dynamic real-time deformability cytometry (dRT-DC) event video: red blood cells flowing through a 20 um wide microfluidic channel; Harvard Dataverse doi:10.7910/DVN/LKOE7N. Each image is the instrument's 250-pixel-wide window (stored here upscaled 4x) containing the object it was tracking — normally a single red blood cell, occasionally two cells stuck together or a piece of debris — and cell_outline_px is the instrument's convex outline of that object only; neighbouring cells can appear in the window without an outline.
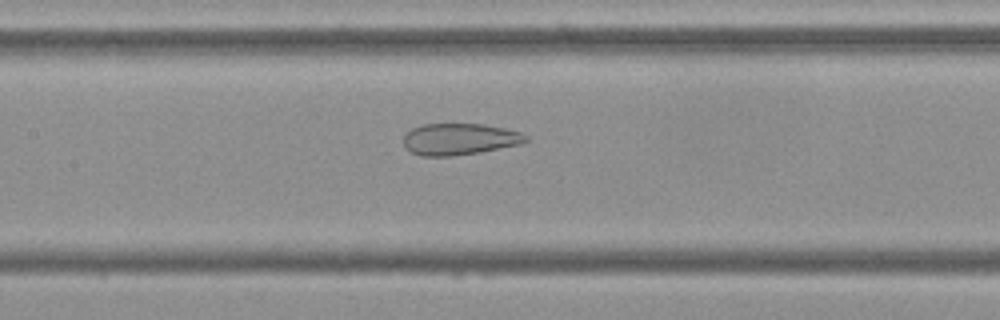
{"species": "Egyptian fruit bat (a non-hibernating species)", "species_latin": "Rousettus aegyptiacus", "temperature_condition": "cold", "stored_images_in_passage": 54, "camera_frame_rate_fps": 3000, "um_per_image_px": 0.085, "frame": {"image": 1, "passage_image": 25, "time_ms": 8.0, "image_size_px": [1000, 320], "cell_outline_px": [[528, 140], [524, 144], [480, 152], [452, 156], [420, 156], [412, 152], [404, 144], [404, 136], [412, 128], [424, 124], [484, 124], [504, 128], [520, 132], [528, 136]], "centroid_in_image_um": [39.11, 11.83], "position_along_channel_um": 168.3, "area_um2": 22.54}}
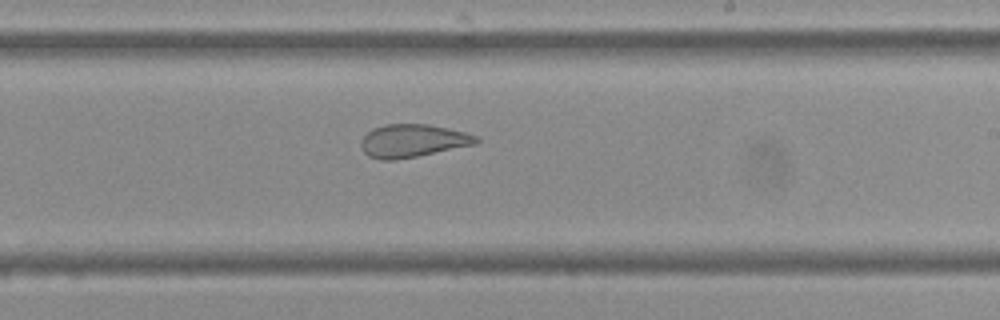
{"frame": {"image": 2, "passage_image": 32, "time_ms": 10.333, "image_size_px": [1000, 320], "cell_outline_px": [[480, 140], [476, 144], [396, 160], [380, 160], [368, 156], [364, 152], [360, 144], [360, 140], [372, 128], [384, 124], [428, 124], [448, 128], [480, 136]], "centroid_in_image_um": [35.07, 11.96], "position_along_channel_um": 253.9, "area_um2": 22.2}}
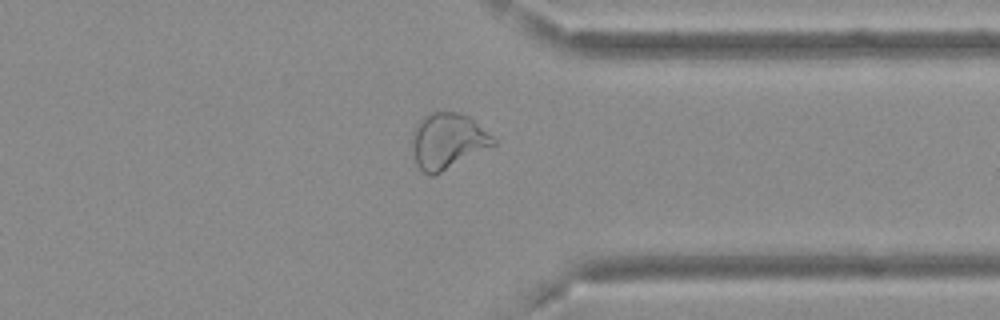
{"frame": {"image": 3, "passage_image": 42, "time_ms": 13.667, "image_size_px": [1000, 320], "cell_outline_px": [[496, 144], [432, 176], [428, 176], [416, 164], [412, 144], [412, 132], [416, 124], [424, 116], [432, 112], [460, 112], [468, 116], [492, 136], [496, 140]], "centroid_in_image_um": [38.02, 11.97], "position_along_channel_um": 373.4, "area_um2": 25.95}, "authors_computed_cell_mechanics": {"area_um2": 28.322, "velocity_mm_per_s": 3.6784, "shape_relaxation_time_tau1_ms": null, "shape_relaxation_time_tau2_ms": 1.2116, "deformation_change_tau1": null, "deformation_change_tau2": 0.0846}}